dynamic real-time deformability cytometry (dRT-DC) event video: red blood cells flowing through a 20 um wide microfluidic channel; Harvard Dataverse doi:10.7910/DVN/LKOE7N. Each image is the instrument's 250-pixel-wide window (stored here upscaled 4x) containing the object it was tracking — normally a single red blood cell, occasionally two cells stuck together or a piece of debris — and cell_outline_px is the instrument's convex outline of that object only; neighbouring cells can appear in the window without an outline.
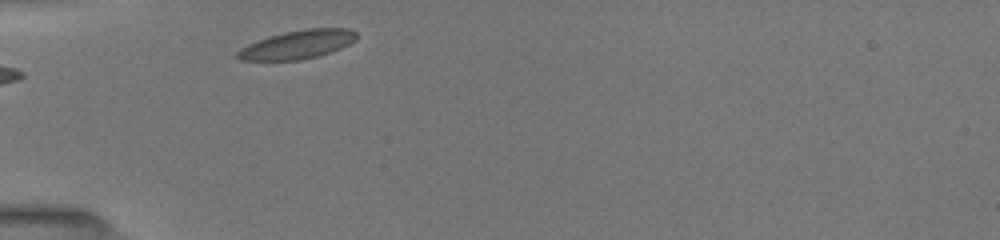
{"species": "common noctule bat (a hibernating species)", "species_latin": "Nyctalus noctula", "temperature_condition": "room temperature", "stored_images_in_passage": 5, "camera_frame_rate_fps": 3000, "um_per_image_px": 0.085, "animal": {"sex": "female", "body_mass_g": 19.5, "forearm_length_mm": 54.1}, "frame": {"image": 1, "passage_image": 1, "time_ms": 0.0, "image_size_px": [1000, 240], "cell_outline_px": [[356, 40], [340, 48], [316, 56], [300, 60], [236, 60], [232, 56], [240, 48], [248, 44], [268, 36], [284, 32], [304, 28], [348, 28], [356, 32]], "centroid_in_image_um": [25.22, 3.78], "position_along_channel_um": 59.8, "area_um2": 19.88}}
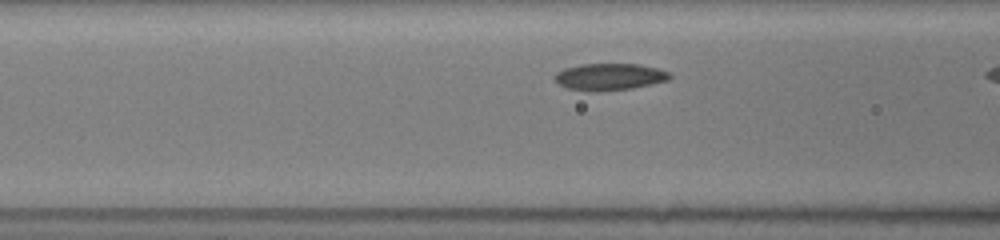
{"frame": {"image": 2, "passage_image": 3, "time_ms": 0.667, "image_size_px": [1000, 240], "cell_outline_px": [[672, 76], [668, 80], [652, 84], [632, 88], [596, 92], [588, 92], [568, 88], [560, 84], [556, 80], [556, 72], [564, 68], [580, 64], [640, 64], [656, 68], [668, 72]], "centroid_in_image_um": [51.81, 6.53], "position_along_channel_um": 114.8, "area_um2": 17.98}}